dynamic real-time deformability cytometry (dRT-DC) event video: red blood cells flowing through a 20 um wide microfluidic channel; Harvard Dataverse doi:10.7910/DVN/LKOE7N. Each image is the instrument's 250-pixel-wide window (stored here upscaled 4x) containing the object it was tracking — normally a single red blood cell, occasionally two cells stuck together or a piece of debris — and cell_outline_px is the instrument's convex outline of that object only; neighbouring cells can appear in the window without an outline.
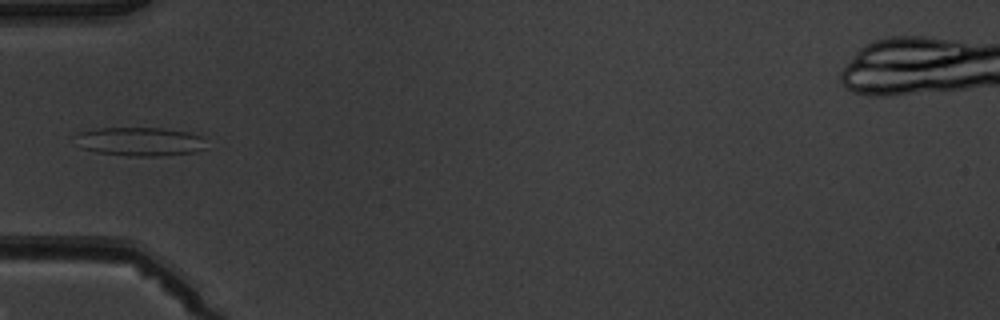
{"species": "common noctule bat (a hibernating species)", "species_latin": "Nyctalus noctula", "temperature_condition": "warm", "stored_images_in_passage": 4, "camera_frame_rate_fps": 3000, "um_per_image_px": 0.085, "animal": {"sex": "male", "body_mass_g": 19.5, "forearm_length_mm": 54.6}, "frame": {"image": 1, "passage_image": 4, "time_ms": 3.667, "image_size_px": [1000, 320], "cell_outline_px": [[204, 148], [196, 152], [160, 156], [128, 156], [96, 152], [84, 148], [80, 132], [100, 128], [164, 128], [188, 132], [200, 136]], "centroid_in_image_um": [11.99, 12.04], "position_along_channel_um": 73.0, "area_um2": 21.21}}